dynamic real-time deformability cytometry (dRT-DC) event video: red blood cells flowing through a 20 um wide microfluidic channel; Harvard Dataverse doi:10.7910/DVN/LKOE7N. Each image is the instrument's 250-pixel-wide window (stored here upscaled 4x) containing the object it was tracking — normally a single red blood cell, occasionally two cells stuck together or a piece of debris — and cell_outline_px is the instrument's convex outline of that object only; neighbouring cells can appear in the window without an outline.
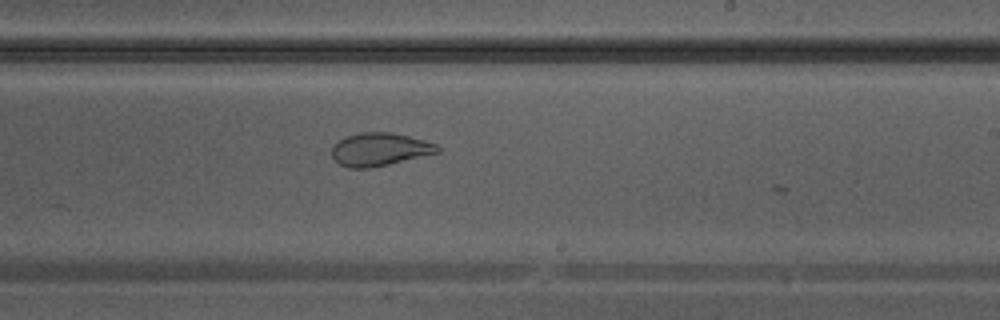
{"species": "Egyptian fruit bat (a non-hibernating species)", "species_latin": "Rousettus aegyptiacus", "temperature_condition": "warm", "stored_images_in_passage": 27, "camera_frame_rate_fps": 3000, "um_per_image_px": 0.085, "animal": {"sex": "male"}, "frame": {"image": 1, "passage_image": 26, "time_ms": 8.333, "image_size_px": [1000, 320], "cell_outline_px": [[440, 152], [388, 164], [368, 168], [348, 168], [340, 164], [332, 156], [332, 144], [344, 136], [360, 132], [388, 132], [408, 136], [424, 140], [436, 144], [440, 148]], "centroid_in_image_um": [32.23, 12.68], "position_along_channel_um": 256.8, "area_um2": 20.29}}